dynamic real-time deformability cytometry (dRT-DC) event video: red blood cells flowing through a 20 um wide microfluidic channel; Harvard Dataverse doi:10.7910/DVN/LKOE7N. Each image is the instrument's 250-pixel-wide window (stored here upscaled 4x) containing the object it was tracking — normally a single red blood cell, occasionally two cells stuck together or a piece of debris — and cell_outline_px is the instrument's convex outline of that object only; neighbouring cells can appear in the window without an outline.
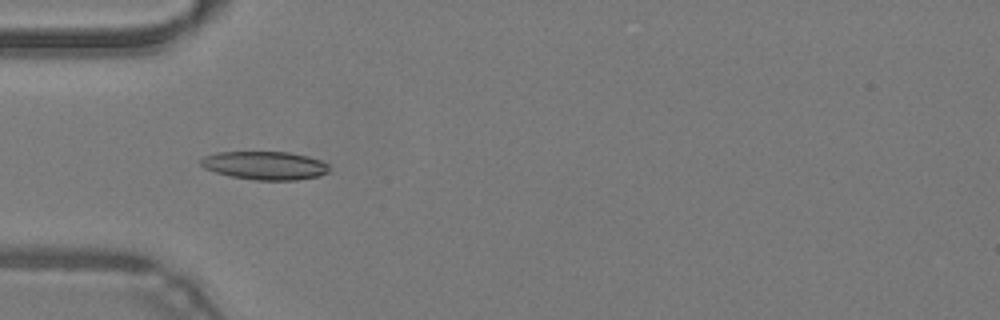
{"species": "common noctule bat (a hibernating species)", "species_latin": "Nyctalus noctula", "temperature_condition": "warm", "stored_images_in_passage": 48, "camera_frame_rate_fps": 3000, "um_per_image_px": 0.085, "animal": {"sex": "male", "body_mass_g": 19.2, "forearm_length_mm": 51.8}, "frame": {"image": 1, "passage_image": 15, "time_ms": 4.667, "image_size_px": [1000, 320], "cell_outline_px": [[328, 172], [320, 176], [296, 180], [256, 180], [232, 176], [216, 172], [204, 168], [200, 164], [200, 160], [204, 156], [216, 152], [288, 152], [308, 156], [320, 160], [328, 164]], "centroid_in_image_um": [22.52, 14.06], "position_along_channel_um": 62.5, "area_um2": 21.15}}
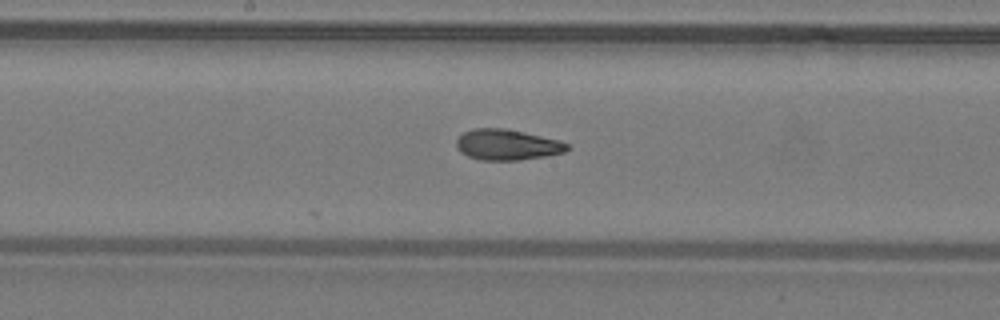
{"frame": {"image": 2, "passage_image": 25, "time_ms": 8.0, "image_size_px": [1000, 320], "cell_outline_px": [[572, 148], [564, 152], [548, 156], [520, 160], [480, 160], [468, 156], [460, 152], [456, 148], [456, 140], [464, 132], [472, 128], [504, 128], [524, 132], [560, 140], [568, 144]], "centroid_in_image_um": [43.12, 12.3], "position_along_channel_um": 205.1, "area_um2": 20.06}}
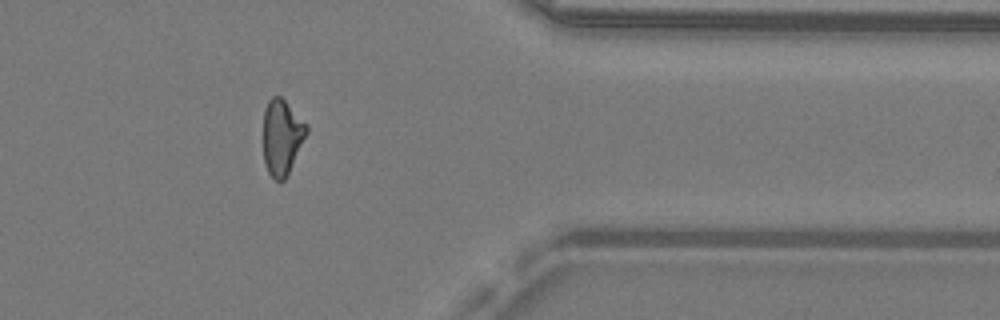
{"frame": {"image": 3, "passage_image": 39, "time_ms": 12.667, "image_size_px": [1000, 320], "cell_outline_px": [[308, 132], [288, 176], [284, 180], [276, 180], [268, 172], [264, 160], [264, 108], [268, 100], [272, 96], [280, 96], [308, 124]], "centroid_in_image_um": [23.98, 11.64], "position_along_channel_um": 387.4, "area_um2": 19.13}, "authors_computed_cell_mechanics": {"area_um2": 19.8254, "velocity_mm_per_s": 4.2949, "shape_relaxation_time_tau1_ms": null, "shape_relaxation_time_tau2_ms": 2.518, "deformation_change_tau1": null, "deformation_change_tau2": 0.1039}}